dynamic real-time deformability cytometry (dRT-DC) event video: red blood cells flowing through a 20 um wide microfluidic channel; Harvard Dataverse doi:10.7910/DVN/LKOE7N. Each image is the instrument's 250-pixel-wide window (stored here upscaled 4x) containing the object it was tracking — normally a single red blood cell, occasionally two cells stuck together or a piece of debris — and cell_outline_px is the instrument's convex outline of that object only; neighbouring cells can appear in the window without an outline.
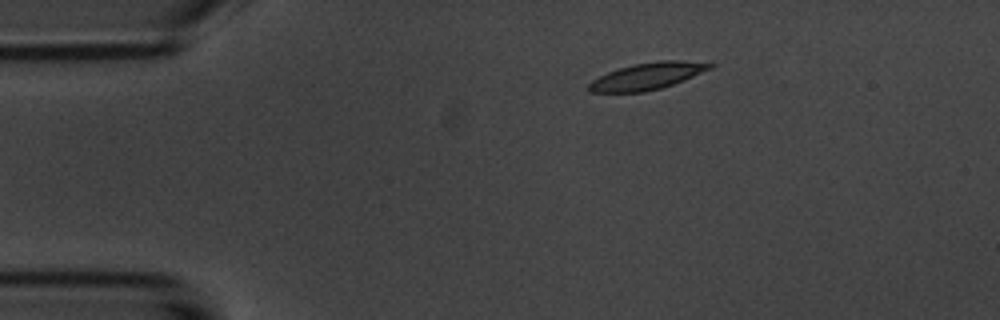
{"species": "common noctule bat (a hibernating species)", "species_latin": "Nyctalus noctula", "temperature_condition": "room temperature", "stored_images_in_passage": 46, "camera_frame_rate_fps": 3000, "um_per_image_px": 0.085, "animal": {"sex": "male", "body_mass_g": 20.1, "forearm_length_mm": 53.5}, "frame": {"image": 1, "passage_image": 1, "time_ms": 0.0, "image_size_px": [1000, 320], "cell_outline_px": [[716, 64], [712, 68], [684, 80], [660, 88], [644, 92], [588, 92], [588, 84], [592, 80], [608, 72], [632, 64], [660, 60], [712, 60]], "centroid_in_image_um": [55.13, 6.44], "position_along_channel_um": 29.9, "area_um2": 19.25}}
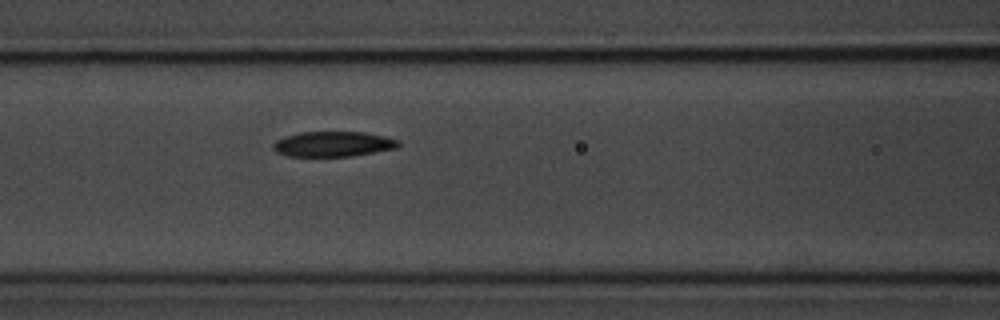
{"frame": {"image": 2, "passage_image": 14, "time_ms": 4.333, "image_size_px": [1000, 320], "cell_outline_px": [[400, 144], [396, 148], [352, 156], [288, 156], [276, 152], [272, 148], [272, 144], [276, 140], [284, 136], [300, 132], [364, 132], [384, 136], [400, 140]], "centroid_in_image_um": [28.29, 12.24], "position_along_channel_um": 138.3, "area_um2": 18.44}}
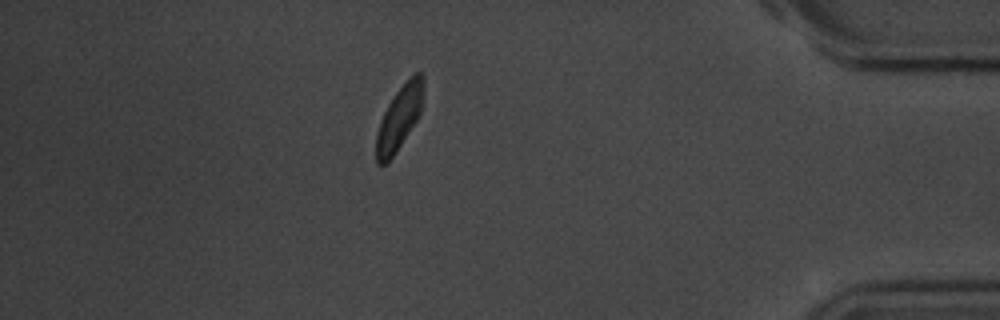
{"frame": {"image": 3, "passage_image": 39, "time_ms": 12.667, "image_size_px": [1000, 320], "cell_outline_px": [[424, 80], [420, 112], [416, 120], [392, 156], [384, 164], [376, 164], [376, 132], [380, 120], [388, 104], [396, 92], [416, 72], [420, 72], [424, 76]], "centroid_in_image_um": [33.91, 10.01], "position_along_channel_um": 401.3, "area_um2": 16.94}, "authors_computed_cell_mechanics": {"area_um2": 18.9873, "velocity_mm_per_s": 3.6533, "shape_relaxation_time_tau1_ms": 7.8731, "shape_relaxation_time_tau2_ms": 3.3327, "deformation_change_tau1": 0.2611, "deformation_change_tau2": 0.0766}}